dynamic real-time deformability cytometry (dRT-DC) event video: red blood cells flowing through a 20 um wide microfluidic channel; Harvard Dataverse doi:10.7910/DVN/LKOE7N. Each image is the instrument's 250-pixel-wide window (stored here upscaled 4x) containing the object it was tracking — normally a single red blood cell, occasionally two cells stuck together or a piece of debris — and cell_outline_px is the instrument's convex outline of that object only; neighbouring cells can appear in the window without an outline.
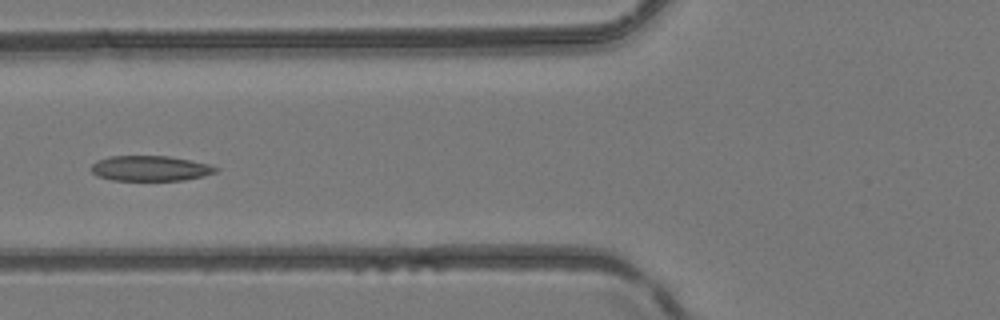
{"species": "common noctule bat (a hibernating species)", "species_latin": "Nyctalus noctula", "temperature_condition": "room temperature", "stored_images_in_passage": 6, "camera_frame_rate_fps": 3000, "um_per_image_px": 0.085, "animal": {"sex": "female", "body_mass_g": 24.6, "forearm_length_mm": 56.2}, "frame": {"image": 1, "passage_image": 6, "time_ms": 5.667, "image_size_px": [1000, 320], "cell_outline_px": [[220, 168], [216, 172], [204, 176], [184, 180], [112, 180], [96, 176], [92, 172], [92, 164], [96, 160], [108, 156], [168, 156], [192, 160], [208, 164]], "centroid_in_image_um": [12.77, 14.31], "position_along_channel_um": 113.0, "area_um2": 18.44}}